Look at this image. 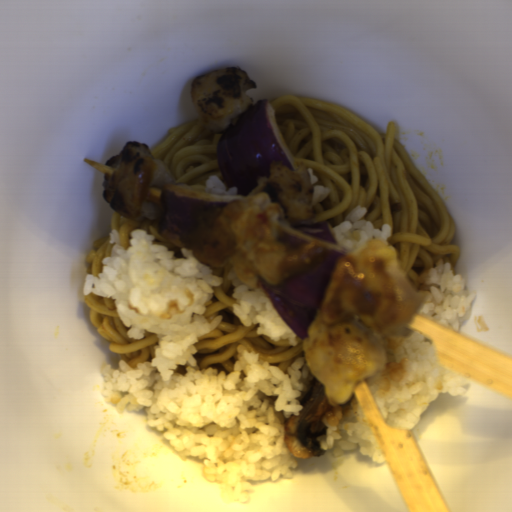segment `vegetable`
<instances>
[{
	"label": "vegetable",
	"mask_w": 512,
	"mask_h": 512,
	"mask_svg": "<svg viewBox=\"0 0 512 512\" xmlns=\"http://www.w3.org/2000/svg\"><path fill=\"white\" fill-rule=\"evenodd\" d=\"M285 238L294 246L324 242L331 250L330 257L314 271L289 278L278 286L262 284L274 309L302 340L309 337V325L320 309L338 257L350 254V249L339 243L328 221L316 225L302 222L289 225Z\"/></svg>",
	"instance_id": "obj_2"
},
{
	"label": "vegetable",
	"mask_w": 512,
	"mask_h": 512,
	"mask_svg": "<svg viewBox=\"0 0 512 512\" xmlns=\"http://www.w3.org/2000/svg\"><path fill=\"white\" fill-rule=\"evenodd\" d=\"M217 161L226 186L236 187V194L200 191L187 182L164 184L159 198L163 211L159 232L174 246L184 247L181 234L196 229L200 211L214 205L226 207L248 196L260 177L270 178L272 162L296 169L280 135L275 110L267 99L257 100L233 117L219 139Z\"/></svg>",
	"instance_id": "obj_1"
}]
</instances>
